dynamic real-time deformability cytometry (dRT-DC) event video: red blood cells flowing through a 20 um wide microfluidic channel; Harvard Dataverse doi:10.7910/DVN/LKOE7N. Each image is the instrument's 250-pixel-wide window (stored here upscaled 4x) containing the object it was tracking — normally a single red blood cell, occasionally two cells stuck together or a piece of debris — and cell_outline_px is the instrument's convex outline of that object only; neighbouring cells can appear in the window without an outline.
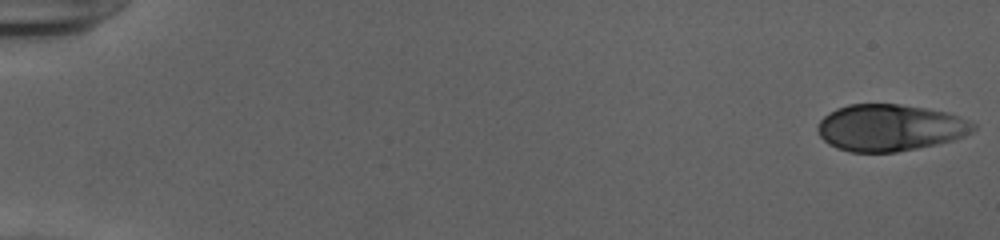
{"species": "human", "species_latin": "Homo sapiens", "temperature_condition": "cold", "stored_images_in_passage": 52, "camera_frame_rate_fps": 3000, "um_per_image_px": 0.085, "donor": {"sex": "female"}, "frame": {"image": 1, "passage_image": 1, "time_ms": 0.0, "image_size_px": [1000, 240], "cell_outline_px": [[976, 128], [972, 132], [964, 136], [952, 140], [936, 144], [896, 152], [852, 152], [836, 148], [828, 144], [820, 136], [816, 128], [820, 120], [828, 112], [836, 108], [848, 104], [900, 104], [948, 112], [968, 120], [976, 124]], "centroid_in_image_um": [75.62, 10.85], "position_along_channel_um": 9.4, "area_um2": 42.48}}
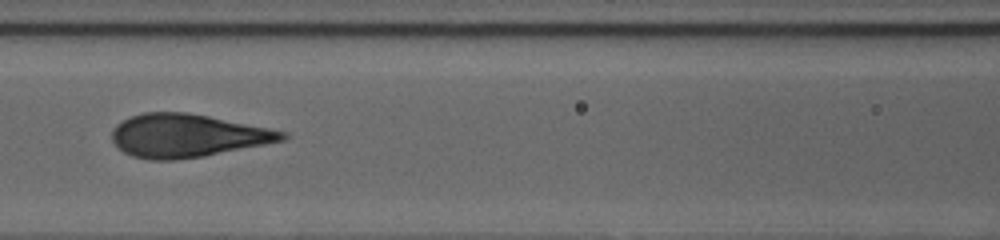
{"frame": {"image": 2, "passage_image": 25, "time_ms": 8.0, "image_size_px": [1000, 240], "cell_outline_px": [[288, 136], [284, 140], [204, 156], [176, 160], [148, 160], [132, 156], [124, 152], [112, 140], [112, 128], [116, 124], [132, 116], [144, 112], [188, 112], [288, 132]], "centroid_in_image_um": [15.89, 11.53], "position_along_channel_um": 150.7, "area_um2": 42.54}}
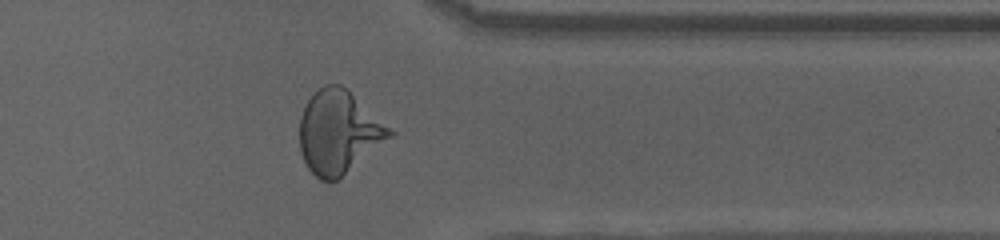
{"frame": {"image": 3, "passage_image": 43, "time_ms": 14.0, "image_size_px": [1000, 240], "cell_outline_px": [[396, 132], [392, 136], [336, 180], [320, 180], [308, 168], [300, 152], [300, 116], [308, 100], [324, 84], [340, 84]], "centroid_in_image_um": [28.77, 11.23], "position_along_channel_um": 382.6, "area_um2": 42.66}, "authors_computed_cell_mechanics": {"area_um2": 42.5408, "velocity_mm_per_s": 3.9361, "shape_relaxation_time_tau1_ms": 5.233, "shape_relaxation_time_tau2_ms": null, "deformation_change_tau1": 0.2174, "deformation_change_tau2": null}}